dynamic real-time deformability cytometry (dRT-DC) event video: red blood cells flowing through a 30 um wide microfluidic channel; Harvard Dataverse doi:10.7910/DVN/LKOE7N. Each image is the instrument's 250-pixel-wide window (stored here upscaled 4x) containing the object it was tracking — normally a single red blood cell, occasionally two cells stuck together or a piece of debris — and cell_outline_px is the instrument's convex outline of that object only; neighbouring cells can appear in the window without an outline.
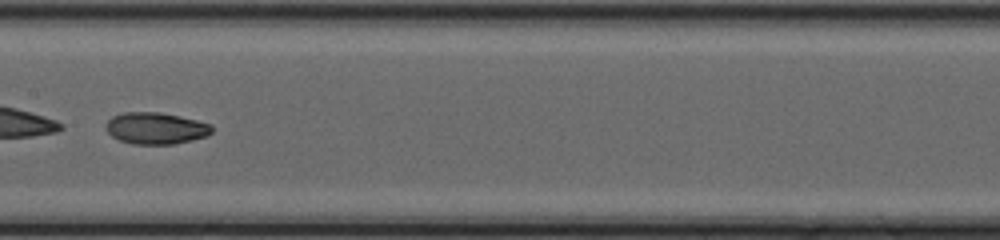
{"species": "common noctule bat (a hibernating species)", "species_latin": "Nyctalus noctula", "temperature_condition": "cold", "stored_images_in_passage": 50, "camera_frame_rate_fps": 3000, "um_per_image_px": 0.085, "animal": {"sex": "female", "body_mass_g": 20.0, "forearm_length_mm": 54.0}, "frame": {"image": 1, "passage_image": 29, "time_ms": 9.333, "image_size_px": [1000, 240], "cell_outline_px": [[212, 132], [208, 136], [192, 140], [172, 144], [132, 144], [120, 140], [112, 136], [104, 128], [108, 120], [112, 116], [124, 112], [160, 112], [180, 116], [212, 124]], "centroid_in_image_um": [13.24, 10.9], "position_along_channel_um": 194.2, "area_um2": 19.65}}